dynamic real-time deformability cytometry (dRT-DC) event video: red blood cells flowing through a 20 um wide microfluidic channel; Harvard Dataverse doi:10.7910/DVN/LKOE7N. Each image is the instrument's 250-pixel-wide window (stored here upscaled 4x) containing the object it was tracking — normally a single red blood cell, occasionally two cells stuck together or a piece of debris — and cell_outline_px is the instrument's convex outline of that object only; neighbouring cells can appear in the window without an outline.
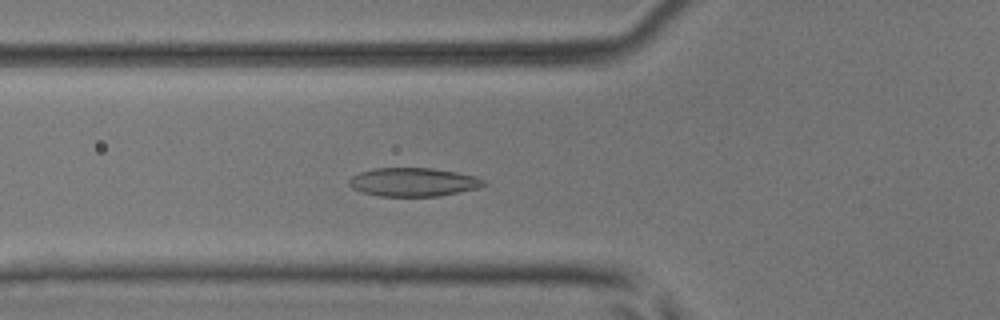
{"species": "common noctule bat (a hibernating species)", "species_latin": "Nyctalus noctula", "temperature_condition": "room temperature", "stored_images_in_passage": 51, "camera_frame_rate_fps": 3000, "um_per_image_px": 0.085, "animal": {"sex": "male", "body_mass_g": 17.9, "forearm_length_mm": 54.2}, "frame": {"image": 1, "passage_image": 19, "time_ms": 6.0, "image_size_px": [1000, 320], "cell_outline_px": [[488, 184], [480, 188], [440, 196], [380, 196], [364, 192], [352, 188], [348, 184], [348, 180], [352, 176], [360, 172], [372, 168], [432, 168], [456, 172], [476, 176], [484, 180]], "centroid_in_image_um": [35.16, 15.47], "position_along_channel_um": 90.6, "area_um2": 22.54}}
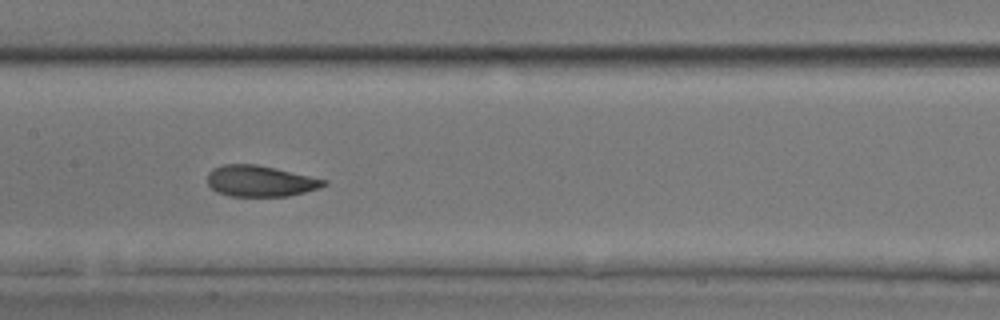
{"frame": {"image": 2, "passage_image": 26, "time_ms": 8.333, "image_size_px": [1000, 320], "cell_outline_px": [[328, 184], [320, 188], [288, 196], [228, 196], [216, 192], [208, 184], [208, 172], [212, 168], [224, 164], [256, 164], [328, 180]], "centroid_in_image_um": [22.11, 15.39], "position_along_channel_um": 185.3, "area_um2": 21.1}}
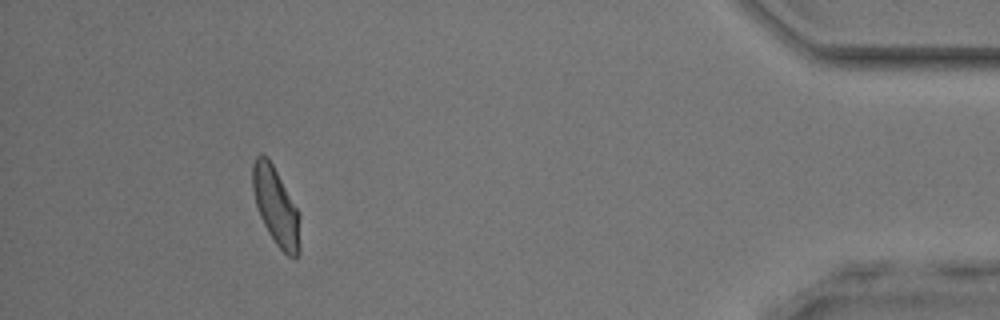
{"frame": {"image": 3, "passage_image": 47, "time_ms": 15.333, "image_size_px": [1000, 320], "cell_outline_px": [[300, 252], [296, 260], [292, 260], [276, 244], [268, 232], [260, 216], [256, 204], [252, 188], [252, 164], [256, 156], [260, 152], [272, 164], [300, 212]], "centroid_in_image_um": [23.48, 17.59], "position_along_channel_um": 411.7, "area_um2": 21.68}, "authors_computed_cell_mechanics": {"area_um2": 21.675, "velocity_mm_per_s": 4.0604, "shape_relaxation_time_tau1_ms": 2.8641, "shape_relaxation_time_tau2_ms": 1.508, "deformation_change_tau1": 0.1164, "deformation_change_tau2": 0.0784}}